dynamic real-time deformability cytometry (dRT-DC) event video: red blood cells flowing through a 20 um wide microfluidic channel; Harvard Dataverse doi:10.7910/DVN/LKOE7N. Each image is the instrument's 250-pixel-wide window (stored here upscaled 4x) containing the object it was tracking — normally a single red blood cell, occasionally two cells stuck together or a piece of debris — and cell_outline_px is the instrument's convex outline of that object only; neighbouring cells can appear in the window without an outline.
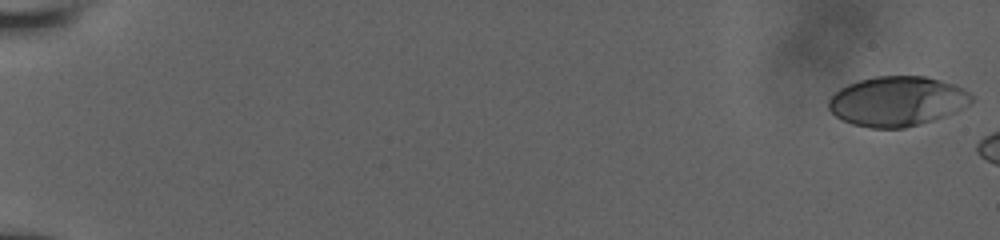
{"species": "human", "species_latin": "Homo sapiens", "temperature_condition": "room temperature", "stored_images_in_passage": 6, "camera_frame_rate_fps": 3000, "um_per_image_px": 0.085, "donor": {"sex": "male"}, "frame": {"image": 1, "passage_image": 1, "time_ms": 0.0, "image_size_px": [1000, 240], "cell_outline_px": [[972, 100], [968, 104], [956, 112], [920, 124], [904, 128], [872, 128], [852, 124], [836, 116], [828, 108], [828, 100], [840, 88], [848, 84], [860, 80], [876, 76], [924, 76], [940, 80], [952, 84], [968, 92], [972, 96]], "centroid_in_image_um": [76.23, 8.61], "position_along_channel_um": 8.8, "area_um2": 41.1}}